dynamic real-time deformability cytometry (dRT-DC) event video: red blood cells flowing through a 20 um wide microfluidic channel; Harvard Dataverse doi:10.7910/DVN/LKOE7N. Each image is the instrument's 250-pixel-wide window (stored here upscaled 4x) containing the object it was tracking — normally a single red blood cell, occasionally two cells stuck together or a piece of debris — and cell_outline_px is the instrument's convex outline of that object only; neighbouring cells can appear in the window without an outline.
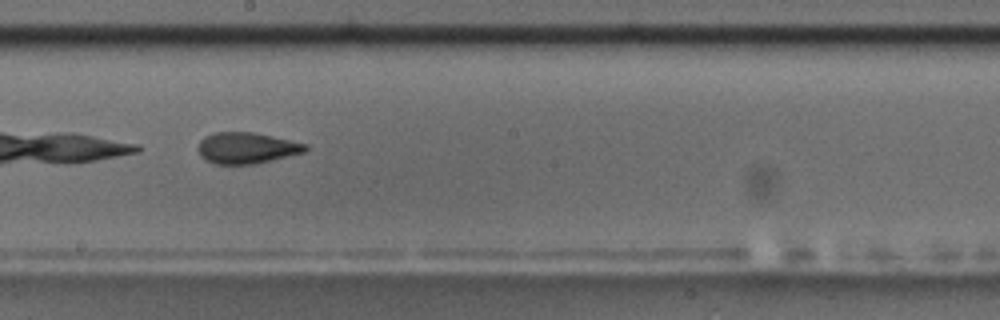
{"species": "common noctule bat (a hibernating species)", "species_latin": "Nyctalus noctula", "temperature_condition": "room temperature", "stored_images_in_passage": 12, "camera_frame_rate_fps": 3000, "um_per_image_px": 0.085, "animal": {"sex": "male", "body_mass_g": 17.5, "forearm_length_mm": 52.3}, "frame": {"image": 1, "passage_image": 6, "time_ms": 5.667, "image_size_px": [1000, 320], "cell_outline_px": [[308, 148], [304, 152], [256, 164], [216, 164], [200, 156], [196, 148], [200, 140], [204, 136], [212, 132], [252, 132], [308, 144]], "centroid_in_image_um": [20.92, 12.57], "position_along_channel_um": 227.3, "area_um2": 19.54}, "authors_computed_cell_mechanics": {"area_um2": 19.652, "velocity_mm_per_s": 3.5461, "shape_relaxation_time_tau1_ms": null, "shape_relaxation_time_tau2_ms": 2.4055, "deformation_change_tau1": null, "deformation_change_tau2": 0.0832}}